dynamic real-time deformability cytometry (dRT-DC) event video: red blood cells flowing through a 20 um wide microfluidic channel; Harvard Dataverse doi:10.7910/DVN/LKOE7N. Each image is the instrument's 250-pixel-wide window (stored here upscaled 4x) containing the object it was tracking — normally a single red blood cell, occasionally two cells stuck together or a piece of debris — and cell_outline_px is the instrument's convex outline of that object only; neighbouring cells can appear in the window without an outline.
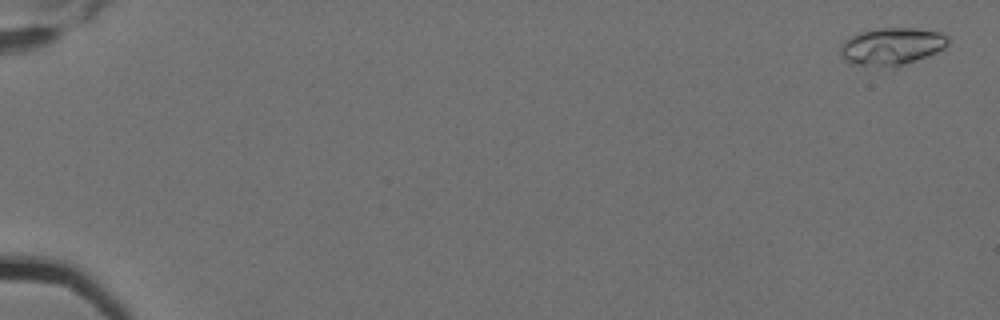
{"species": "Egyptian fruit bat (a non-hibernating species)", "species_latin": "Rousettus aegyptiacus", "temperature_condition": "cold", "stored_images_in_passage": 5, "camera_frame_rate_fps": 3000, "um_per_image_px": 0.085, "animal": {"sex": "female"}, "frame": {"image": 1, "passage_image": 1, "time_ms": 0.0, "image_size_px": [1000, 320], "cell_outline_px": [[948, 44], [944, 48], [936, 52], [896, 68], [856, 64], [844, 60], [840, 52], [840, 48], [844, 40], [860, 32], [880, 28], [916, 28], [940, 32], [948, 36]], "centroid_in_image_um": [75.81, 3.94], "position_along_channel_um": 9.2, "area_um2": 23.41}}
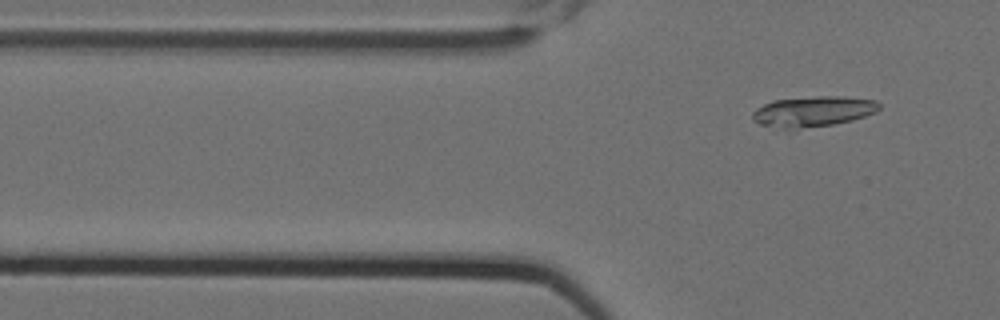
{"frame": {"image": 2, "passage_image": 5, "time_ms": 1.333, "image_size_px": [1000, 320], "cell_outline_px": [[880, 108], [876, 112], [852, 120], [796, 132], [760, 124], [752, 120], [752, 112], [756, 108], [772, 100], [816, 96], [844, 96], [876, 100], [880, 104]], "centroid_in_image_um": [69.08, 9.5], "position_along_channel_um": 56.7, "area_um2": 23.24}}